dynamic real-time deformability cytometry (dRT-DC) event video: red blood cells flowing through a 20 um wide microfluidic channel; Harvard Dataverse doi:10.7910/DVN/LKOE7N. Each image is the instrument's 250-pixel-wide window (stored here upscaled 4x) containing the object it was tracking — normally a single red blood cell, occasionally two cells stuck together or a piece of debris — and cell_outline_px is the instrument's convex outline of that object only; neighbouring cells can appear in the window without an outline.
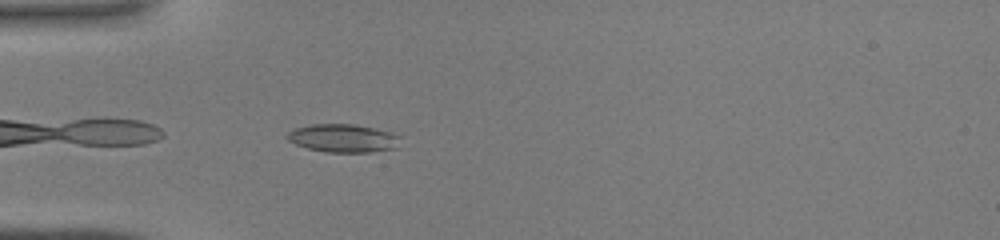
{"species": "common noctule bat (a hibernating species)", "species_latin": "Nyctalus noctula", "temperature_condition": "warm", "stored_images_in_passage": 31, "camera_frame_rate_fps": 3000, "um_per_image_px": 0.085, "animal": {"sex": "male", "body_mass_g": 19.0, "forearm_length_mm": 50.8}, "frame": {"image": 1, "passage_image": 1, "time_ms": 0.0, "image_size_px": [1000, 240], "cell_outline_px": [[400, 136], [396, 148], [372, 152], [324, 152], [308, 148], [296, 144], [288, 140], [284, 136], [288, 132], [296, 128], [312, 124], [352, 124], [392, 132]], "centroid_in_image_um": [29.15, 11.75], "position_along_channel_um": 55.9, "area_um2": 18.5}}
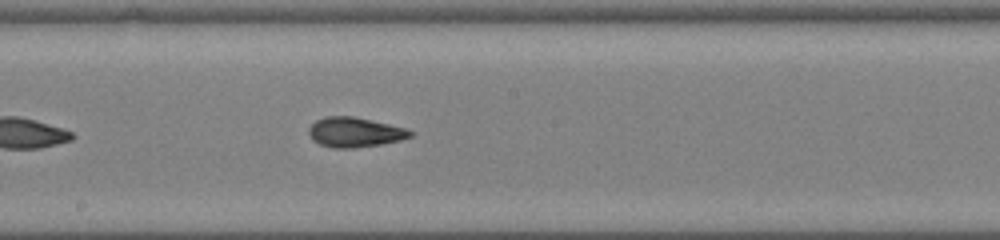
{"frame": {"image": 2, "passage_image": 12, "time_ms": 3.667, "image_size_px": [1000, 240], "cell_outline_px": [[416, 132], [412, 136], [400, 140], [380, 144], [352, 148], [332, 148], [320, 144], [312, 140], [308, 132], [308, 128], [316, 120], [324, 116], [352, 116], [388, 124], [404, 128]], "centroid_in_image_um": [30.13, 11.24], "position_along_channel_um": 218.1, "area_um2": 17.57}}
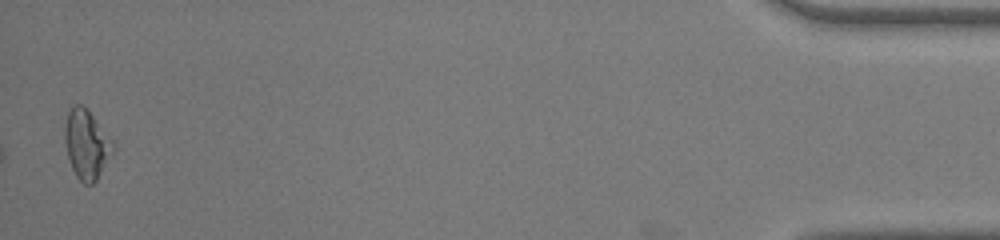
{"frame": {"image": 3, "passage_image": 31, "time_ms": 10.0, "image_size_px": [1000, 240], "cell_outline_px": [[116, 144], [112, 152], [96, 180], [92, 184], [84, 184], [76, 176], [72, 168], [68, 156], [64, 140], [64, 124], [68, 112], [76, 104], [80, 104], [92, 116]], "centroid_in_image_um": [7.34, 12.28], "position_along_channel_um": 427.9, "area_um2": 18.96}}